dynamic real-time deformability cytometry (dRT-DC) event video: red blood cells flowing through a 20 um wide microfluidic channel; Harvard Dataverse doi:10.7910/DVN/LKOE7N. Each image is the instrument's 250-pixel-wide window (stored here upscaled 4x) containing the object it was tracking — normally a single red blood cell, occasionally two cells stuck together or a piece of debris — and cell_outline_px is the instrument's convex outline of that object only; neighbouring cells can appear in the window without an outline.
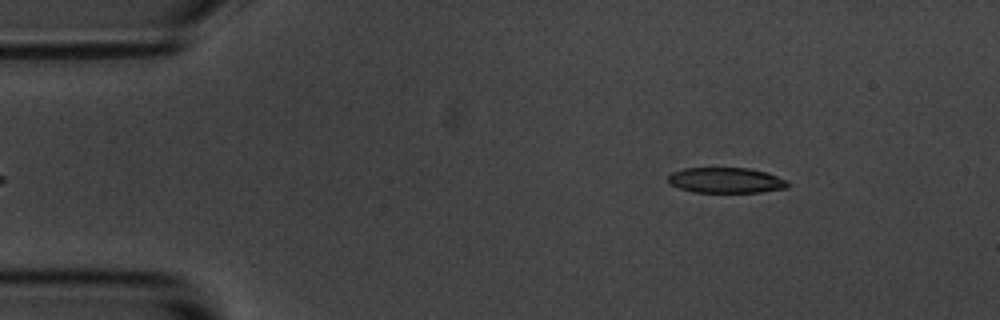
{"species": "common noctule bat (a hibernating species)", "species_latin": "Nyctalus noctula", "temperature_condition": "room temperature", "stored_images_in_passage": 3, "camera_frame_rate_fps": 3000, "um_per_image_px": 0.085, "animal": {"sex": "male", "body_mass_g": 20.1, "forearm_length_mm": 53.5}, "frame": {"image": 1, "passage_image": 2, "time_ms": 0.333, "image_size_px": [1000, 320], "cell_outline_px": [[788, 188], [764, 192], [692, 192], [668, 184], [668, 176], [672, 172], [684, 168], [748, 168], [768, 172], [788, 180]], "centroid_in_image_um": [61.73, 15.32], "position_along_channel_um": 23.3, "area_um2": 17.98}}